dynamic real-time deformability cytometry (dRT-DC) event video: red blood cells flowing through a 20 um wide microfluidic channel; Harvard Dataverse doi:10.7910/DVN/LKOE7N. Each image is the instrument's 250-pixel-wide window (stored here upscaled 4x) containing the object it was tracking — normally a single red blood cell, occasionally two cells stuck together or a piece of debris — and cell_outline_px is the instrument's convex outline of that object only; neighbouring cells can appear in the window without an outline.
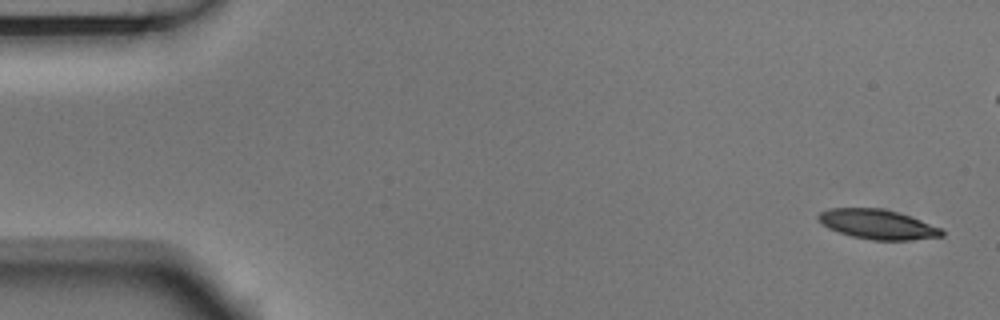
{"species": "Egyptian fruit bat (a non-hibernating species)", "species_latin": "Rousettus aegyptiacus", "temperature_condition": "room temperature", "stored_images_in_passage": 6, "camera_frame_rate_fps": 3000, "um_per_image_px": 0.085, "animal": {"sex": "male"}, "frame": {"image": 1, "passage_image": 1, "time_ms": 0.0, "image_size_px": [1000, 320], "cell_outline_px": [[944, 236], [912, 240], [872, 240], [852, 236], [828, 228], [816, 216], [820, 212], [828, 208], [880, 208], [896, 212], [920, 220], [940, 228], [944, 232]], "centroid_in_image_um": [74.59, 19.07], "position_along_channel_um": 10.4, "area_um2": 21.04}}